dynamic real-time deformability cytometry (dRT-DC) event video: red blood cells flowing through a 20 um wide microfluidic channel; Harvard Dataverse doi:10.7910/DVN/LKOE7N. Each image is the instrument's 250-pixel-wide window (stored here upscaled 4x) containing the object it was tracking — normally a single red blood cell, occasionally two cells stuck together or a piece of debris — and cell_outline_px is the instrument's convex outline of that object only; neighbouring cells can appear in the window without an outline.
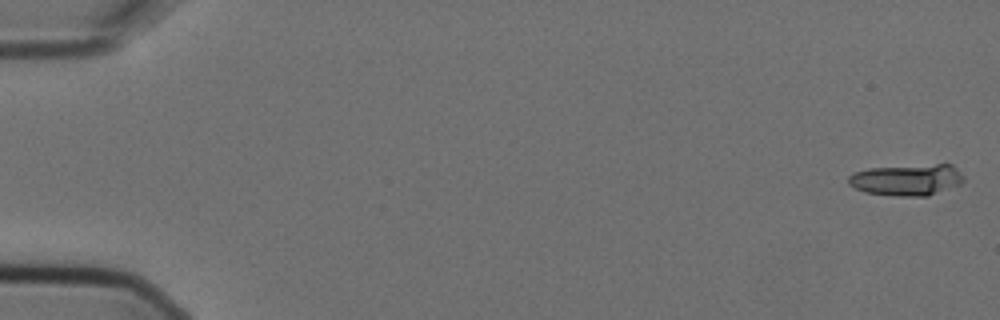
{"species": "Egyptian fruit bat (a non-hibernating species)", "species_latin": "Rousettus aegyptiacus", "temperature_condition": "cold", "stored_images_in_passage": 5, "camera_frame_rate_fps": 3000, "um_per_image_px": 0.085, "animal": {"sex": "female"}, "frame": {"image": 1, "passage_image": 1, "time_ms": 0.0, "image_size_px": [1000, 320], "cell_outline_px": [[964, 180], [960, 184], [928, 196], [896, 196], [864, 192], [848, 184], [848, 176], [852, 172], [868, 168], [936, 164], [952, 164], [964, 176]], "centroid_in_image_um": [77.07, 15.28], "position_along_channel_um": 7.9, "area_um2": 21.15}}
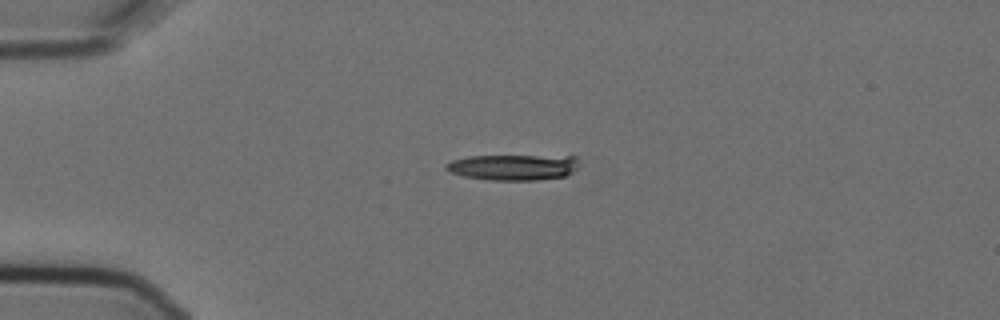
{"frame": {"image": 2, "passage_image": 4, "time_ms": 1.0, "image_size_px": [1000, 320], "cell_outline_px": [[580, 164], [572, 172], [564, 176], [536, 180], [488, 180], [464, 176], [452, 172], [444, 168], [444, 164], [452, 160], [468, 156], [576, 156]], "centroid_in_image_um": [43.63, 14.21], "position_along_channel_um": 41.4, "area_um2": 20.0}}